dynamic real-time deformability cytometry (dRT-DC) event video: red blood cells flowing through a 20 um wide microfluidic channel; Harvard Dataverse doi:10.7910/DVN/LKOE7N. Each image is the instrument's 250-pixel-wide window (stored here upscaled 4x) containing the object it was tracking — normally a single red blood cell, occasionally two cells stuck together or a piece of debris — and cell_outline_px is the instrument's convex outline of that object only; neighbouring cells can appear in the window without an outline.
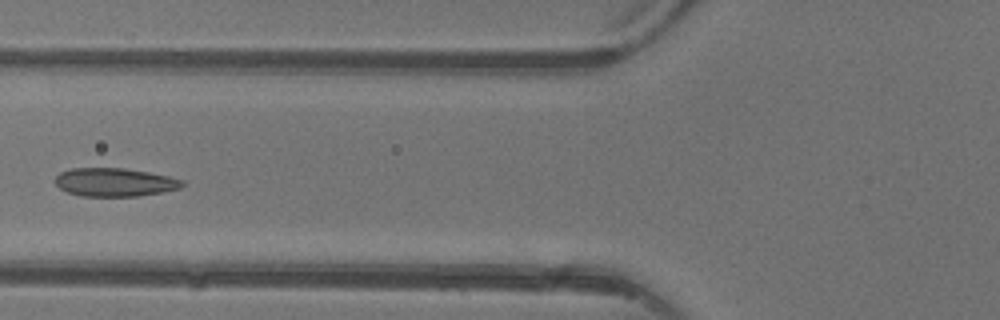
{"species": "common noctule bat (a hibernating species)", "species_latin": "Nyctalus noctula", "temperature_condition": "warm", "stored_images_in_passage": 6, "camera_frame_rate_fps": 3000, "um_per_image_px": 0.085, "animal": {"sex": "female"}, "frame": {"image": 1, "passage_image": 6, "time_ms": 6.0, "image_size_px": [1000, 320], "cell_outline_px": [[184, 184], [180, 188], [164, 192], [140, 196], [80, 196], [68, 192], [60, 188], [56, 184], [56, 176], [60, 172], [72, 168], [124, 168], [148, 172], [168, 176], [184, 180]], "centroid_in_image_um": [9.77, 15.49], "position_along_channel_um": 116.0, "area_um2": 21.04}}